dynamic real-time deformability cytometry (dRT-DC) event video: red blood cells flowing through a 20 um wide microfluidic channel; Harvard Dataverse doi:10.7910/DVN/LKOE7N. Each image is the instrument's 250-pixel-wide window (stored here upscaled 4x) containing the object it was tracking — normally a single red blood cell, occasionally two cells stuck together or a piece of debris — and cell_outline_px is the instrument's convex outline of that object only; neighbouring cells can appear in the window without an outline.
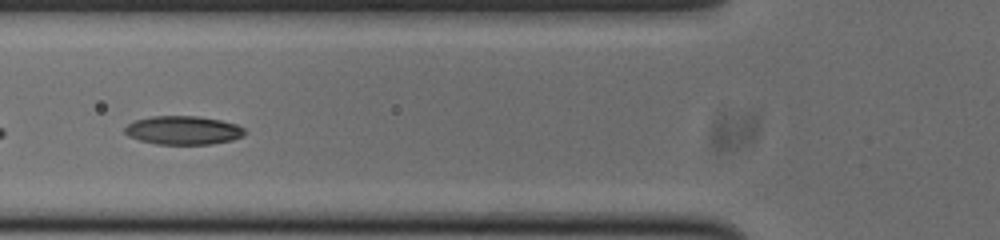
{"species": "common noctule bat (a hibernating species)", "species_latin": "Nyctalus noctula", "temperature_condition": "cold", "stored_images_in_passage": 44, "camera_frame_rate_fps": 3000, "um_per_image_px": 0.085, "animal": {"sex": "male", "body_mass_g": 20.0, "forearm_length_mm": 53.3}, "frame": {"image": 1, "passage_image": 10, "time_ms": 3.0, "image_size_px": [1000, 240], "cell_outline_px": [[244, 136], [232, 140], [212, 144], [156, 144], [140, 140], [128, 136], [124, 132], [124, 128], [128, 124], [136, 120], [152, 116], [196, 116], [220, 120], [236, 124], [244, 128]], "centroid_in_image_um": [15.57, 11.08], "position_along_channel_um": 110.2, "area_um2": 19.94}}
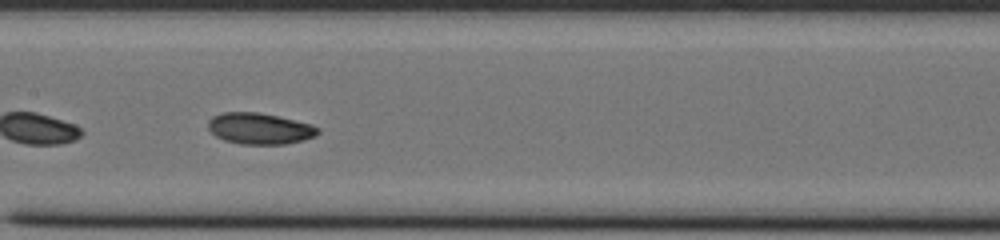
{"frame": {"image": 2, "passage_image": 16, "time_ms": 5.0, "image_size_px": [1000, 240], "cell_outline_px": [[320, 132], [316, 136], [304, 140], [284, 144], [240, 144], [224, 140], [216, 136], [208, 128], [208, 120], [212, 116], [220, 112], [256, 112], [276, 116], [312, 124], [320, 128]], "centroid_in_image_um": [22.07, 10.93], "position_along_channel_um": 185.3, "area_um2": 20.06}}
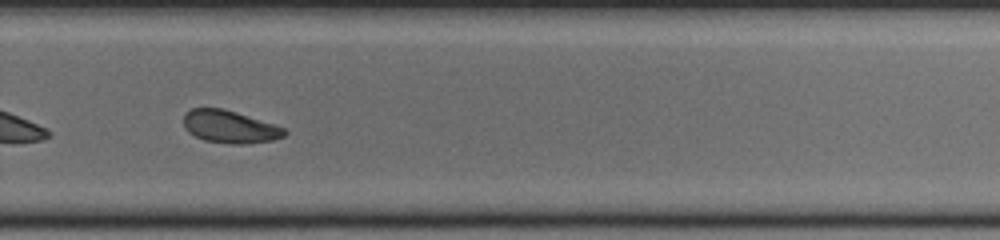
{"frame": {"image": 3, "passage_image": 26, "time_ms": 8.333, "image_size_px": [1000, 240], "cell_outline_px": [[288, 132], [284, 136], [272, 140], [248, 144], [228, 144], [204, 140], [188, 132], [184, 128], [184, 112], [192, 108], [224, 108], [284, 128]], "centroid_in_image_um": [19.5, 10.78], "position_along_channel_um": 310.3, "area_um2": 19.13}, "authors_computed_cell_mechanics": {"area_um2": 19.5942, "velocity_mm_per_s": 3.7588, "shape_relaxation_time_tau1_ms": 9.0888, "shape_relaxation_time_tau2_ms": 7.0531, "deformation_change_tau1": 0.1971, "deformation_change_tau2": 0.114}}